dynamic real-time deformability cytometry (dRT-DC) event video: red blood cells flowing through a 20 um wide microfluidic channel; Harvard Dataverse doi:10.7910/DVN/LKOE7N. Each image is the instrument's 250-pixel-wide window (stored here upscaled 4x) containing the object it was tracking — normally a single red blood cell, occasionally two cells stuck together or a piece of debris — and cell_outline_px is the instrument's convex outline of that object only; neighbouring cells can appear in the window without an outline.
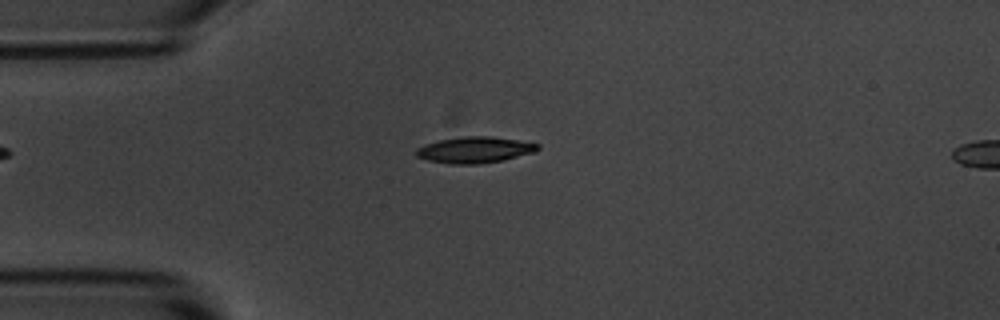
{"species": "common noctule bat (a hibernating species)", "species_latin": "Nyctalus noctula", "temperature_condition": "room temperature", "stored_images_in_passage": 7, "camera_frame_rate_fps": 3000, "um_per_image_px": 0.085, "animal": {"sex": "male", "body_mass_g": 20.1, "forearm_length_mm": 53.5}, "frame": {"image": 1, "passage_image": 3, "time_ms": 2.333, "image_size_px": [1000, 320], "cell_outline_px": [[540, 148], [536, 152], [504, 160], [480, 164], [452, 164], [428, 160], [416, 156], [416, 148], [424, 144], [440, 140], [464, 136], [492, 136], [540, 144]], "centroid_in_image_um": [40.37, 12.74], "position_along_channel_um": 44.6, "area_um2": 18.61}}
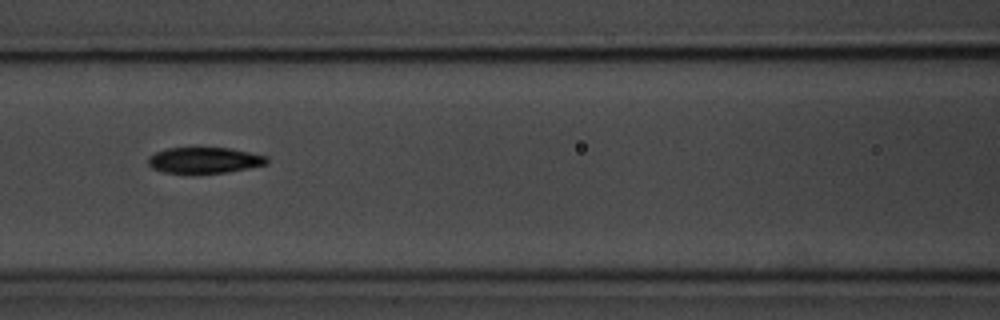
{"frame": {"image": 2, "passage_image": 6, "time_ms": 5.667, "image_size_px": [1000, 320], "cell_outline_px": [[268, 164], [248, 168], [224, 172], [164, 172], [152, 168], [148, 164], [148, 156], [156, 152], [168, 148], [228, 148], [268, 156]], "centroid_in_image_um": [17.38, 13.6], "position_along_channel_um": 149.2, "area_um2": 17.57}}
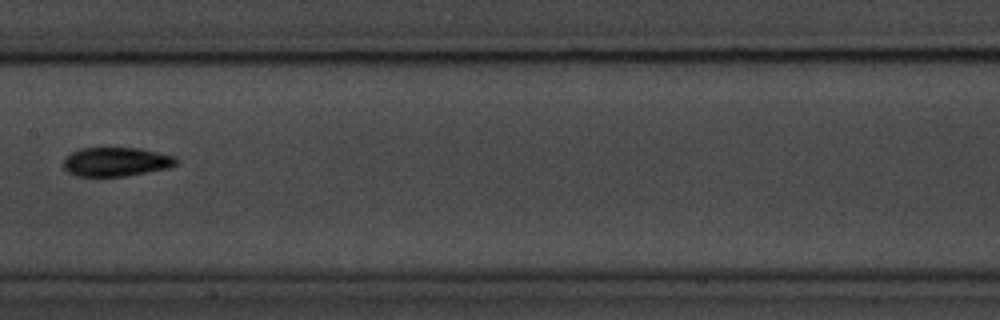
{"frame": {"image": 3, "passage_image": 7, "time_ms": 7.0, "image_size_px": [1000, 320], "cell_outline_px": [[176, 164], [168, 168], [124, 176], [76, 176], [68, 172], [64, 168], [64, 156], [80, 148], [140, 148], [176, 156]], "centroid_in_image_um": [9.84, 13.74], "position_along_channel_um": 197.6, "area_um2": 19.02}}